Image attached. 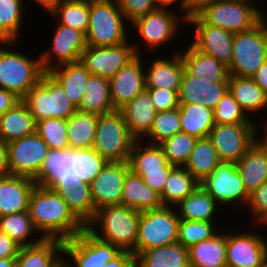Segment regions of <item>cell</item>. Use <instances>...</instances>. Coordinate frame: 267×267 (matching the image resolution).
<instances>
[{
	"label": "cell",
	"instance_id": "1",
	"mask_svg": "<svg viewBox=\"0 0 267 267\" xmlns=\"http://www.w3.org/2000/svg\"><path fill=\"white\" fill-rule=\"evenodd\" d=\"M28 213L43 239L67 241L86 228L58 192L41 185L31 191Z\"/></svg>",
	"mask_w": 267,
	"mask_h": 267
},
{
	"label": "cell",
	"instance_id": "2",
	"mask_svg": "<svg viewBox=\"0 0 267 267\" xmlns=\"http://www.w3.org/2000/svg\"><path fill=\"white\" fill-rule=\"evenodd\" d=\"M141 212L124 205H114L96 211L86 228L102 241L119 247L136 257V239Z\"/></svg>",
	"mask_w": 267,
	"mask_h": 267
},
{
	"label": "cell",
	"instance_id": "3",
	"mask_svg": "<svg viewBox=\"0 0 267 267\" xmlns=\"http://www.w3.org/2000/svg\"><path fill=\"white\" fill-rule=\"evenodd\" d=\"M17 43L0 42V88L23 99L40 82L45 71L40 56L31 58L24 52L15 50Z\"/></svg>",
	"mask_w": 267,
	"mask_h": 267
},
{
	"label": "cell",
	"instance_id": "4",
	"mask_svg": "<svg viewBox=\"0 0 267 267\" xmlns=\"http://www.w3.org/2000/svg\"><path fill=\"white\" fill-rule=\"evenodd\" d=\"M126 25L129 23L116 0H89L87 46H117L127 42L130 37Z\"/></svg>",
	"mask_w": 267,
	"mask_h": 267
},
{
	"label": "cell",
	"instance_id": "5",
	"mask_svg": "<svg viewBox=\"0 0 267 267\" xmlns=\"http://www.w3.org/2000/svg\"><path fill=\"white\" fill-rule=\"evenodd\" d=\"M36 122L49 119H68L78 109L66 95L62 85L45 72L40 82L22 99Z\"/></svg>",
	"mask_w": 267,
	"mask_h": 267
},
{
	"label": "cell",
	"instance_id": "6",
	"mask_svg": "<svg viewBox=\"0 0 267 267\" xmlns=\"http://www.w3.org/2000/svg\"><path fill=\"white\" fill-rule=\"evenodd\" d=\"M135 141L119 110L99 115L92 148L107 162H128Z\"/></svg>",
	"mask_w": 267,
	"mask_h": 267
},
{
	"label": "cell",
	"instance_id": "7",
	"mask_svg": "<svg viewBox=\"0 0 267 267\" xmlns=\"http://www.w3.org/2000/svg\"><path fill=\"white\" fill-rule=\"evenodd\" d=\"M248 0H216L197 15L206 23L233 34L247 31L260 22L261 9Z\"/></svg>",
	"mask_w": 267,
	"mask_h": 267
},
{
	"label": "cell",
	"instance_id": "8",
	"mask_svg": "<svg viewBox=\"0 0 267 267\" xmlns=\"http://www.w3.org/2000/svg\"><path fill=\"white\" fill-rule=\"evenodd\" d=\"M179 221L177 209L173 206H162L141 212L136 256L143 250L177 242Z\"/></svg>",
	"mask_w": 267,
	"mask_h": 267
},
{
	"label": "cell",
	"instance_id": "9",
	"mask_svg": "<svg viewBox=\"0 0 267 267\" xmlns=\"http://www.w3.org/2000/svg\"><path fill=\"white\" fill-rule=\"evenodd\" d=\"M266 60L267 35L260 22L247 31L234 34L229 75L252 77Z\"/></svg>",
	"mask_w": 267,
	"mask_h": 267
},
{
	"label": "cell",
	"instance_id": "10",
	"mask_svg": "<svg viewBox=\"0 0 267 267\" xmlns=\"http://www.w3.org/2000/svg\"><path fill=\"white\" fill-rule=\"evenodd\" d=\"M179 14L175 8L156 9L131 23L130 25L135 29L134 32L140 37L139 41H144L140 46L145 43L146 49H150L149 51L153 53L157 52L153 50L162 49L164 45H172L170 43H173L172 40L176 39L180 32V25L187 24V20Z\"/></svg>",
	"mask_w": 267,
	"mask_h": 267
},
{
	"label": "cell",
	"instance_id": "11",
	"mask_svg": "<svg viewBox=\"0 0 267 267\" xmlns=\"http://www.w3.org/2000/svg\"><path fill=\"white\" fill-rule=\"evenodd\" d=\"M63 247L64 260L70 267H104L122 252L119 247L97 238L87 228L63 241Z\"/></svg>",
	"mask_w": 267,
	"mask_h": 267
},
{
	"label": "cell",
	"instance_id": "12",
	"mask_svg": "<svg viewBox=\"0 0 267 267\" xmlns=\"http://www.w3.org/2000/svg\"><path fill=\"white\" fill-rule=\"evenodd\" d=\"M128 40L117 46H87L82 52L80 61L92 75L111 79L136 55L141 54L140 42ZM135 42V43H134Z\"/></svg>",
	"mask_w": 267,
	"mask_h": 267
},
{
	"label": "cell",
	"instance_id": "13",
	"mask_svg": "<svg viewBox=\"0 0 267 267\" xmlns=\"http://www.w3.org/2000/svg\"><path fill=\"white\" fill-rule=\"evenodd\" d=\"M200 185L221 205L229 209L233 205L246 207L249 194L246 192L236 163L223 162L213 169ZM229 207V208H223Z\"/></svg>",
	"mask_w": 267,
	"mask_h": 267
},
{
	"label": "cell",
	"instance_id": "14",
	"mask_svg": "<svg viewBox=\"0 0 267 267\" xmlns=\"http://www.w3.org/2000/svg\"><path fill=\"white\" fill-rule=\"evenodd\" d=\"M257 127L258 123L215 124L209 138L220 160L237 163L256 141Z\"/></svg>",
	"mask_w": 267,
	"mask_h": 267
},
{
	"label": "cell",
	"instance_id": "15",
	"mask_svg": "<svg viewBox=\"0 0 267 267\" xmlns=\"http://www.w3.org/2000/svg\"><path fill=\"white\" fill-rule=\"evenodd\" d=\"M54 35L51 45L40 52V60L43 70L49 72L53 68L65 64L80 61L82 52L86 49V35L69 26L59 24L55 20Z\"/></svg>",
	"mask_w": 267,
	"mask_h": 267
},
{
	"label": "cell",
	"instance_id": "16",
	"mask_svg": "<svg viewBox=\"0 0 267 267\" xmlns=\"http://www.w3.org/2000/svg\"><path fill=\"white\" fill-rule=\"evenodd\" d=\"M11 175L34 179L40 172L49 148L35 132L6 144Z\"/></svg>",
	"mask_w": 267,
	"mask_h": 267
},
{
	"label": "cell",
	"instance_id": "17",
	"mask_svg": "<svg viewBox=\"0 0 267 267\" xmlns=\"http://www.w3.org/2000/svg\"><path fill=\"white\" fill-rule=\"evenodd\" d=\"M243 230L227 231V267H262L267 259L264 234L255 229Z\"/></svg>",
	"mask_w": 267,
	"mask_h": 267
},
{
	"label": "cell",
	"instance_id": "18",
	"mask_svg": "<svg viewBox=\"0 0 267 267\" xmlns=\"http://www.w3.org/2000/svg\"><path fill=\"white\" fill-rule=\"evenodd\" d=\"M33 180L37 185L55 192L79 187L83 182L75 177L74 149L49 150L39 174Z\"/></svg>",
	"mask_w": 267,
	"mask_h": 267
},
{
	"label": "cell",
	"instance_id": "19",
	"mask_svg": "<svg viewBox=\"0 0 267 267\" xmlns=\"http://www.w3.org/2000/svg\"><path fill=\"white\" fill-rule=\"evenodd\" d=\"M194 27V40L190 44L198 51L215 57L227 67L233 57L234 34L220 27L206 24L198 15L187 19Z\"/></svg>",
	"mask_w": 267,
	"mask_h": 267
},
{
	"label": "cell",
	"instance_id": "20",
	"mask_svg": "<svg viewBox=\"0 0 267 267\" xmlns=\"http://www.w3.org/2000/svg\"><path fill=\"white\" fill-rule=\"evenodd\" d=\"M129 171L128 162L106 163L90 184L95 213L107 206L121 205L123 183Z\"/></svg>",
	"mask_w": 267,
	"mask_h": 267
},
{
	"label": "cell",
	"instance_id": "21",
	"mask_svg": "<svg viewBox=\"0 0 267 267\" xmlns=\"http://www.w3.org/2000/svg\"><path fill=\"white\" fill-rule=\"evenodd\" d=\"M141 56L136 55L109 79L111 98L116 110L146 89L145 63L143 64L146 59Z\"/></svg>",
	"mask_w": 267,
	"mask_h": 267
},
{
	"label": "cell",
	"instance_id": "22",
	"mask_svg": "<svg viewBox=\"0 0 267 267\" xmlns=\"http://www.w3.org/2000/svg\"><path fill=\"white\" fill-rule=\"evenodd\" d=\"M168 58H149L145 64L146 88H166L168 90L180 91L181 79L185 72L180 49L173 51ZM151 60V61H150ZM150 62V63H149ZM149 65V66H147ZM147 67V68H146Z\"/></svg>",
	"mask_w": 267,
	"mask_h": 267
},
{
	"label": "cell",
	"instance_id": "23",
	"mask_svg": "<svg viewBox=\"0 0 267 267\" xmlns=\"http://www.w3.org/2000/svg\"><path fill=\"white\" fill-rule=\"evenodd\" d=\"M227 91L228 82L213 83L209 78L207 80L195 78L185 71L178 93L179 103L203 104L207 108L214 110Z\"/></svg>",
	"mask_w": 267,
	"mask_h": 267
},
{
	"label": "cell",
	"instance_id": "24",
	"mask_svg": "<svg viewBox=\"0 0 267 267\" xmlns=\"http://www.w3.org/2000/svg\"><path fill=\"white\" fill-rule=\"evenodd\" d=\"M36 183L26 176L0 177V217L28 211L31 191Z\"/></svg>",
	"mask_w": 267,
	"mask_h": 267
},
{
	"label": "cell",
	"instance_id": "25",
	"mask_svg": "<svg viewBox=\"0 0 267 267\" xmlns=\"http://www.w3.org/2000/svg\"><path fill=\"white\" fill-rule=\"evenodd\" d=\"M119 111L136 140H142L149 133L157 113L146 89L122 106Z\"/></svg>",
	"mask_w": 267,
	"mask_h": 267
},
{
	"label": "cell",
	"instance_id": "26",
	"mask_svg": "<svg viewBox=\"0 0 267 267\" xmlns=\"http://www.w3.org/2000/svg\"><path fill=\"white\" fill-rule=\"evenodd\" d=\"M184 52L180 50L185 71L192 77L211 80L213 83L228 82V67L215 57L202 53L190 43Z\"/></svg>",
	"mask_w": 267,
	"mask_h": 267
},
{
	"label": "cell",
	"instance_id": "27",
	"mask_svg": "<svg viewBox=\"0 0 267 267\" xmlns=\"http://www.w3.org/2000/svg\"><path fill=\"white\" fill-rule=\"evenodd\" d=\"M63 260V241L43 239L38 244L20 247L16 267H56Z\"/></svg>",
	"mask_w": 267,
	"mask_h": 267
},
{
	"label": "cell",
	"instance_id": "28",
	"mask_svg": "<svg viewBox=\"0 0 267 267\" xmlns=\"http://www.w3.org/2000/svg\"><path fill=\"white\" fill-rule=\"evenodd\" d=\"M228 91L252 120L258 111L267 110V93L251 77L229 75Z\"/></svg>",
	"mask_w": 267,
	"mask_h": 267
},
{
	"label": "cell",
	"instance_id": "29",
	"mask_svg": "<svg viewBox=\"0 0 267 267\" xmlns=\"http://www.w3.org/2000/svg\"><path fill=\"white\" fill-rule=\"evenodd\" d=\"M35 132L36 121L22 99L0 117V141L5 144Z\"/></svg>",
	"mask_w": 267,
	"mask_h": 267
},
{
	"label": "cell",
	"instance_id": "30",
	"mask_svg": "<svg viewBox=\"0 0 267 267\" xmlns=\"http://www.w3.org/2000/svg\"><path fill=\"white\" fill-rule=\"evenodd\" d=\"M246 192L250 195L267 180V153L255 141L236 163Z\"/></svg>",
	"mask_w": 267,
	"mask_h": 267
},
{
	"label": "cell",
	"instance_id": "31",
	"mask_svg": "<svg viewBox=\"0 0 267 267\" xmlns=\"http://www.w3.org/2000/svg\"><path fill=\"white\" fill-rule=\"evenodd\" d=\"M221 205L199 185L190 195L182 200L176 209L180 219L192 221H218L217 212L221 213Z\"/></svg>",
	"mask_w": 267,
	"mask_h": 267
},
{
	"label": "cell",
	"instance_id": "32",
	"mask_svg": "<svg viewBox=\"0 0 267 267\" xmlns=\"http://www.w3.org/2000/svg\"><path fill=\"white\" fill-rule=\"evenodd\" d=\"M226 245L227 230L221 229L212 238L191 246L188 248L190 267H227Z\"/></svg>",
	"mask_w": 267,
	"mask_h": 267
},
{
	"label": "cell",
	"instance_id": "33",
	"mask_svg": "<svg viewBox=\"0 0 267 267\" xmlns=\"http://www.w3.org/2000/svg\"><path fill=\"white\" fill-rule=\"evenodd\" d=\"M134 260L135 267H190L189 250L179 242L143 250Z\"/></svg>",
	"mask_w": 267,
	"mask_h": 267
},
{
	"label": "cell",
	"instance_id": "34",
	"mask_svg": "<svg viewBox=\"0 0 267 267\" xmlns=\"http://www.w3.org/2000/svg\"><path fill=\"white\" fill-rule=\"evenodd\" d=\"M121 204L140 212L163 206L160 195L131 170L127 173L123 183Z\"/></svg>",
	"mask_w": 267,
	"mask_h": 267
},
{
	"label": "cell",
	"instance_id": "35",
	"mask_svg": "<svg viewBox=\"0 0 267 267\" xmlns=\"http://www.w3.org/2000/svg\"><path fill=\"white\" fill-rule=\"evenodd\" d=\"M49 73L62 85L70 101L76 108L80 106L85 92V86L91 73L81 61L59 65Z\"/></svg>",
	"mask_w": 267,
	"mask_h": 267
},
{
	"label": "cell",
	"instance_id": "36",
	"mask_svg": "<svg viewBox=\"0 0 267 267\" xmlns=\"http://www.w3.org/2000/svg\"><path fill=\"white\" fill-rule=\"evenodd\" d=\"M128 164L134 174L142 177L145 173L163 172L168 161L159 144L136 140Z\"/></svg>",
	"mask_w": 267,
	"mask_h": 267
},
{
	"label": "cell",
	"instance_id": "37",
	"mask_svg": "<svg viewBox=\"0 0 267 267\" xmlns=\"http://www.w3.org/2000/svg\"><path fill=\"white\" fill-rule=\"evenodd\" d=\"M77 109L97 115L116 111L111 98L109 79L91 74L85 86L84 96Z\"/></svg>",
	"mask_w": 267,
	"mask_h": 267
},
{
	"label": "cell",
	"instance_id": "38",
	"mask_svg": "<svg viewBox=\"0 0 267 267\" xmlns=\"http://www.w3.org/2000/svg\"><path fill=\"white\" fill-rule=\"evenodd\" d=\"M181 132L199 138L209 137L215 125L213 110L203 104L179 103Z\"/></svg>",
	"mask_w": 267,
	"mask_h": 267
},
{
	"label": "cell",
	"instance_id": "39",
	"mask_svg": "<svg viewBox=\"0 0 267 267\" xmlns=\"http://www.w3.org/2000/svg\"><path fill=\"white\" fill-rule=\"evenodd\" d=\"M99 115L77 110L67 119L70 149L92 148Z\"/></svg>",
	"mask_w": 267,
	"mask_h": 267
},
{
	"label": "cell",
	"instance_id": "40",
	"mask_svg": "<svg viewBox=\"0 0 267 267\" xmlns=\"http://www.w3.org/2000/svg\"><path fill=\"white\" fill-rule=\"evenodd\" d=\"M0 231L21 247L32 246L43 240L36 231L28 211L1 216Z\"/></svg>",
	"mask_w": 267,
	"mask_h": 267
},
{
	"label": "cell",
	"instance_id": "41",
	"mask_svg": "<svg viewBox=\"0 0 267 267\" xmlns=\"http://www.w3.org/2000/svg\"><path fill=\"white\" fill-rule=\"evenodd\" d=\"M221 163L209 137L197 139L185 168L200 183Z\"/></svg>",
	"mask_w": 267,
	"mask_h": 267
},
{
	"label": "cell",
	"instance_id": "42",
	"mask_svg": "<svg viewBox=\"0 0 267 267\" xmlns=\"http://www.w3.org/2000/svg\"><path fill=\"white\" fill-rule=\"evenodd\" d=\"M160 195L163 206L178 205L188 195H190L200 183L192 176L185 167L174 166Z\"/></svg>",
	"mask_w": 267,
	"mask_h": 267
},
{
	"label": "cell",
	"instance_id": "43",
	"mask_svg": "<svg viewBox=\"0 0 267 267\" xmlns=\"http://www.w3.org/2000/svg\"><path fill=\"white\" fill-rule=\"evenodd\" d=\"M24 0H0V42H19L26 17Z\"/></svg>",
	"mask_w": 267,
	"mask_h": 267
},
{
	"label": "cell",
	"instance_id": "44",
	"mask_svg": "<svg viewBox=\"0 0 267 267\" xmlns=\"http://www.w3.org/2000/svg\"><path fill=\"white\" fill-rule=\"evenodd\" d=\"M50 15L59 24L86 34L89 26V0H61Z\"/></svg>",
	"mask_w": 267,
	"mask_h": 267
},
{
	"label": "cell",
	"instance_id": "45",
	"mask_svg": "<svg viewBox=\"0 0 267 267\" xmlns=\"http://www.w3.org/2000/svg\"><path fill=\"white\" fill-rule=\"evenodd\" d=\"M58 193L67 203L73 214L87 226L95 217L94 202L91 195V186L81 183L71 190H59Z\"/></svg>",
	"mask_w": 267,
	"mask_h": 267
},
{
	"label": "cell",
	"instance_id": "46",
	"mask_svg": "<svg viewBox=\"0 0 267 267\" xmlns=\"http://www.w3.org/2000/svg\"><path fill=\"white\" fill-rule=\"evenodd\" d=\"M181 132L179 108L157 112L149 133L142 139L151 144H160Z\"/></svg>",
	"mask_w": 267,
	"mask_h": 267
},
{
	"label": "cell",
	"instance_id": "47",
	"mask_svg": "<svg viewBox=\"0 0 267 267\" xmlns=\"http://www.w3.org/2000/svg\"><path fill=\"white\" fill-rule=\"evenodd\" d=\"M216 224L218 225V221H192L180 219L177 242L181 243L186 248H190L201 241L210 239L222 229Z\"/></svg>",
	"mask_w": 267,
	"mask_h": 267
},
{
	"label": "cell",
	"instance_id": "48",
	"mask_svg": "<svg viewBox=\"0 0 267 267\" xmlns=\"http://www.w3.org/2000/svg\"><path fill=\"white\" fill-rule=\"evenodd\" d=\"M106 163L93 148L74 149L75 177L83 183L91 184Z\"/></svg>",
	"mask_w": 267,
	"mask_h": 267
},
{
	"label": "cell",
	"instance_id": "49",
	"mask_svg": "<svg viewBox=\"0 0 267 267\" xmlns=\"http://www.w3.org/2000/svg\"><path fill=\"white\" fill-rule=\"evenodd\" d=\"M197 138L184 132L176 133L171 138L161 142L164 155L169 164L184 167L194 148Z\"/></svg>",
	"mask_w": 267,
	"mask_h": 267
},
{
	"label": "cell",
	"instance_id": "50",
	"mask_svg": "<svg viewBox=\"0 0 267 267\" xmlns=\"http://www.w3.org/2000/svg\"><path fill=\"white\" fill-rule=\"evenodd\" d=\"M36 133L44 140L50 150L70 149L66 119L49 118L40 120L36 122Z\"/></svg>",
	"mask_w": 267,
	"mask_h": 267
},
{
	"label": "cell",
	"instance_id": "51",
	"mask_svg": "<svg viewBox=\"0 0 267 267\" xmlns=\"http://www.w3.org/2000/svg\"><path fill=\"white\" fill-rule=\"evenodd\" d=\"M215 124L255 123L227 91L213 110Z\"/></svg>",
	"mask_w": 267,
	"mask_h": 267
},
{
	"label": "cell",
	"instance_id": "52",
	"mask_svg": "<svg viewBox=\"0 0 267 267\" xmlns=\"http://www.w3.org/2000/svg\"><path fill=\"white\" fill-rule=\"evenodd\" d=\"M246 209H249L248 216L251 215V221L255 222L256 227L267 220V180L249 195Z\"/></svg>",
	"mask_w": 267,
	"mask_h": 267
},
{
	"label": "cell",
	"instance_id": "53",
	"mask_svg": "<svg viewBox=\"0 0 267 267\" xmlns=\"http://www.w3.org/2000/svg\"><path fill=\"white\" fill-rule=\"evenodd\" d=\"M116 3L129 25L136 19L157 9L154 0H116Z\"/></svg>",
	"mask_w": 267,
	"mask_h": 267
},
{
	"label": "cell",
	"instance_id": "54",
	"mask_svg": "<svg viewBox=\"0 0 267 267\" xmlns=\"http://www.w3.org/2000/svg\"><path fill=\"white\" fill-rule=\"evenodd\" d=\"M157 112L178 108V91L166 88H146Z\"/></svg>",
	"mask_w": 267,
	"mask_h": 267
},
{
	"label": "cell",
	"instance_id": "55",
	"mask_svg": "<svg viewBox=\"0 0 267 267\" xmlns=\"http://www.w3.org/2000/svg\"><path fill=\"white\" fill-rule=\"evenodd\" d=\"M173 167V165L168 163L163 168V172L145 173L141 178L145 184L161 195L166 184L165 181L167 180L168 175Z\"/></svg>",
	"mask_w": 267,
	"mask_h": 267
},
{
	"label": "cell",
	"instance_id": "56",
	"mask_svg": "<svg viewBox=\"0 0 267 267\" xmlns=\"http://www.w3.org/2000/svg\"><path fill=\"white\" fill-rule=\"evenodd\" d=\"M20 245L0 231V258H16Z\"/></svg>",
	"mask_w": 267,
	"mask_h": 267
},
{
	"label": "cell",
	"instance_id": "57",
	"mask_svg": "<svg viewBox=\"0 0 267 267\" xmlns=\"http://www.w3.org/2000/svg\"><path fill=\"white\" fill-rule=\"evenodd\" d=\"M214 1L216 0H185V19L197 15Z\"/></svg>",
	"mask_w": 267,
	"mask_h": 267
},
{
	"label": "cell",
	"instance_id": "58",
	"mask_svg": "<svg viewBox=\"0 0 267 267\" xmlns=\"http://www.w3.org/2000/svg\"><path fill=\"white\" fill-rule=\"evenodd\" d=\"M104 267H135V260L132 253L122 251L116 258L110 260Z\"/></svg>",
	"mask_w": 267,
	"mask_h": 267
},
{
	"label": "cell",
	"instance_id": "59",
	"mask_svg": "<svg viewBox=\"0 0 267 267\" xmlns=\"http://www.w3.org/2000/svg\"><path fill=\"white\" fill-rule=\"evenodd\" d=\"M20 100L14 93L0 88V117Z\"/></svg>",
	"mask_w": 267,
	"mask_h": 267
},
{
	"label": "cell",
	"instance_id": "60",
	"mask_svg": "<svg viewBox=\"0 0 267 267\" xmlns=\"http://www.w3.org/2000/svg\"><path fill=\"white\" fill-rule=\"evenodd\" d=\"M251 78L267 93V60L257 69Z\"/></svg>",
	"mask_w": 267,
	"mask_h": 267
},
{
	"label": "cell",
	"instance_id": "61",
	"mask_svg": "<svg viewBox=\"0 0 267 267\" xmlns=\"http://www.w3.org/2000/svg\"><path fill=\"white\" fill-rule=\"evenodd\" d=\"M8 150L5 143L0 141V177L9 176Z\"/></svg>",
	"mask_w": 267,
	"mask_h": 267
},
{
	"label": "cell",
	"instance_id": "62",
	"mask_svg": "<svg viewBox=\"0 0 267 267\" xmlns=\"http://www.w3.org/2000/svg\"><path fill=\"white\" fill-rule=\"evenodd\" d=\"M154 2L157 9H172V6H176L175 4H177V12L181 11L182 16L185 18V0H154Z\"/></svg>",
	"mask_w": 267,
	"mask_h": 267
},
{
	"label": "cell",
	"instance_id": "63",
	"mask_svg": "<svg viewBox=\"0 0 267 267\" xmlns=\"http://www.w3.org/2000/svg\"><path fill=\"white\" fill-rule=\"evenodd\" d=\"M265 118H267V115ZM263 120H265V121L263 123L260 121V123L258 124V127H257V131H256V134H259L262 136L260 137L259 135H256V141L261 145V147L267 153V119H264V117H263ZM260 125H262L261 129H262V127L264 128L263 129L264 131L260 129ZM258 130H260V131H258ZM261 132H262V134H260Z\"/></svg>",
	"mask_w": 267,
	"mask_h": 267
},
{
	"label": "cell",
	"instance_id": "64",
	"mask_svg": "<svg viewBox=\"0 0 267 267\" xmlns=\"http://www.w3.org/2000/svg\"><path fill=\"white\" fill-rule=\"evenodd\" d=\"M26 0H24L25 2ZM36 3V5L42 7L45 12L50 14L55 7L61 2V0H32Z\"/></svg>",
	"mask_w": 267,
	"mask_h": 267
},
{
	"label": "cell",
	"instance_id": "65",
	"mask_svg": "<svg viewBox=\"0 0 267 267\" xmlns=\"http://www.w3.org/2000/svg\"><path fill=\"white\" fill-rule=\"evenodd\" d=\"M0 267H16V258H0Z\"/></svg>",
	"mask_w": 267,
	"mask_h": 267
},
{
	"label": "cell",
	"instance_id": "66",
	"mask_svg": "<svg viewBox=\"0 0 267 267\" xmlns=\"http://www.w3.org/2000/svg\"><path fill=\"white\" fill-rule=\"evenodd\" d=\"M266 15H267L266 12H264V10L262 9L261 15H260V23L264 27L266 35H267V16Z\"/></svg>",
	"mask_w": 267,
	"mask_h": 267
},
{
	"label": "cell",
	"instance_id": "67",
	"mask_svg": "<svg viewBox=\"0 0 267 267\" xmlns=\"http://www.w3.org/2000/svg\"><path fill=\"white\" fill-rule=\"evenodd\" d=\"M259 225H260V227H262L263 225H264L263 226L264 228L267 227V220L262 221ZM264 242H265V248H266V252H267V237H265V235H264Z\"/></svg>",
	"mask_w": 267,
	"mask_h": 267
},
{
	"label": "cell",
	"instance_id": "68",
	"mask_svg": "<svg viewBox=\"0 0 267 267\" xmlns=\"http://www.w3.org/2000/svg\"><path fill=\"white\" fill-rule=\"evenodd\" d=\"M56 267H70V265L66 262V260H63L59 265Z\"/></svg>",
	"mask_w": 267,
	"mask_h": 267
},
{
	"label": "cell",
	"instance_id": "69",
	"mask_svg": "<svg viewBox=\"0 0 267 267\" xmlns=\"http://www.w3.org/2000/svg\"><path fill=\"white\" fill-rule=\"evenodd\" d=\"M262 267H267V259L264 261Z\"/></svg>",
	"mask_w": 267,
	"mask_h": 267
},
{
	"label": "cell",
	"instance_id": "70",
	"mask_svg": "<svg viewBox=\"0 0 267 267\" xmlns=\"http://www.w3.org/2000/svg\"><path fill=\"white\" fill-rule=\"evenodd\" d=\"M248 1L253 2V3H254L255 1L258 2V0H248Z\"/></svg>",
	"mask_w": 267,
	"mask_h": 267
}]
</instances>
